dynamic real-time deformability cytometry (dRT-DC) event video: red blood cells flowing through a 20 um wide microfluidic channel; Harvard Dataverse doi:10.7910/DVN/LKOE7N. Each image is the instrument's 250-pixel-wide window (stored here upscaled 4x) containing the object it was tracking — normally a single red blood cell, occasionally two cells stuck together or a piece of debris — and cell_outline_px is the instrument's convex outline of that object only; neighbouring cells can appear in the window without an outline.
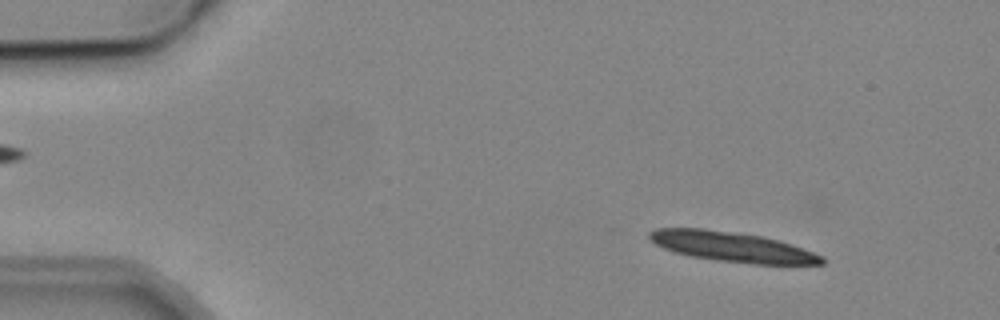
{"species": "common noctule bat (a hibernating species)", "species_latin": "Nyctalus noctula", "temperature_condition": "cold", "stored_images_in_passage": 3, "camera_frame_rate_fps": 3000, "um_per_image_px": 0.085, "animal": {"sex": "male", "body_mass_g": 19.2, "forearm_length_mm": 51.8}, "frame": {"image": 1, "passage_image": 1, "time_ms": 0.0, "image_size_px": [1000, 320], "cell_outline_px": [[824, 264], [752, 264], [720, 260], [692, 256], [676, 252], [664, 248], [648, 240], [648, 232], [656, 228], [704, 228], [736, 232], [764, 236], [824, 256]], "centroid_in_image_um": [62.18, 20.96], "position_along_channel_um": 22.8, "area_um2": 29.82}}